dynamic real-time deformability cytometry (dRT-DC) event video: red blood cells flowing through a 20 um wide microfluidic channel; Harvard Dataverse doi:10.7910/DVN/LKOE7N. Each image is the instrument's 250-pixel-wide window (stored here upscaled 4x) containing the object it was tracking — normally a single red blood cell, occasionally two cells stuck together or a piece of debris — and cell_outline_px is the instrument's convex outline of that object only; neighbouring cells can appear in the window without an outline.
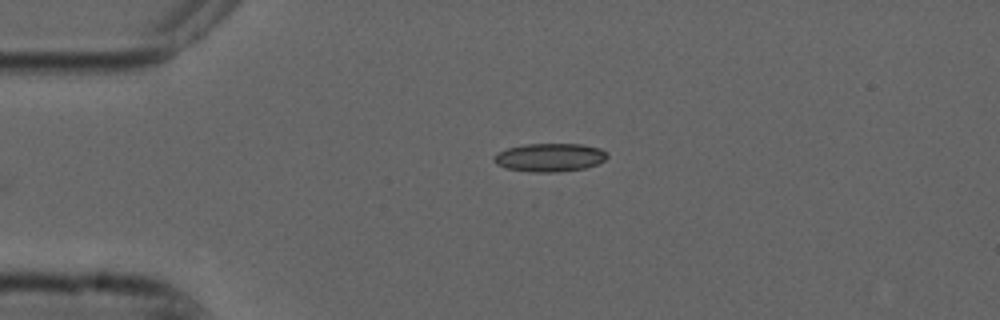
{"species": "common noctule bat (a hibernating species)", "species_latin": "Nyctalus noctula", "temperature_condition": "cold", "stored_images_in_passage": 25, "camera_frame_rate_fps": 3000, "um_per_image_px": 0.085, "animal": {"sex": "male", "forearm_length_mm": 52.5}, "frame": {"image": 1, "passage_image": 1, "time_ms": 0.0, "image_size_px": [1000, 320], "cell_outline_px": [[608, 156], [604, 160], [596, 164], [584, 168], [556, 172], [532, 172], [504, 168], [496, 164], [492, 160], [492, 156], [496, 152], [508, 148], [524, 144], [580, 144], [600, 148], [608, 152]], "centroid_in_image_um": [46.68, 13.38], "position_along_channel_um": 38.3, "area_um2": 18.84}}
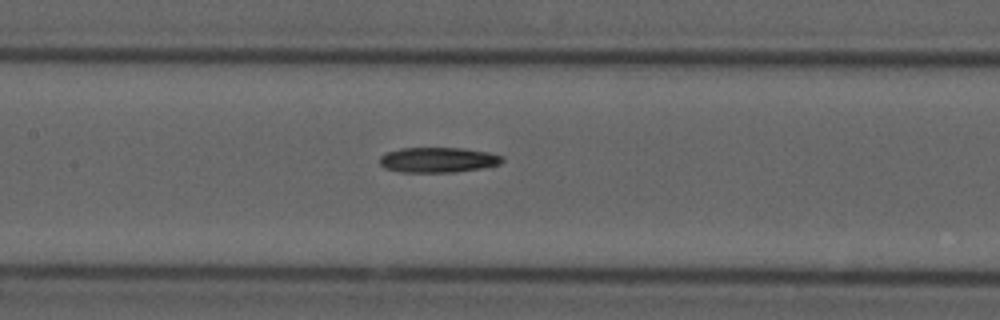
{"frame": {"image": 2, "passage_image": 14, "time_ms": 4.333, "image_size_px": [1000, 320], "cell_outline_px": [[504, 160], [500, 164], [484, 168], [456, 172], [400, 172], [384, 168], [380, 164], [380, 156], [388, 152], [400, 148], [464, 148], [488, 152], [504, 156]], "centroid_in_image_um": [37.26, 13.59], "position_along_channel_um": 170.1, "area_um2": 18.15}}
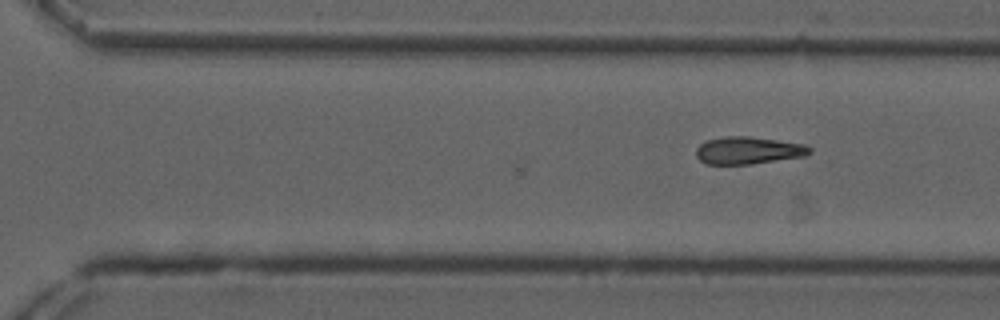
{"frame": {"image": 3, "passage_image": 25, "time_ms": 8.0, "image_size_px": [1000, 320], "cell_outline_px": [[812, 152], [804, 156], [752, 164], [704, 164], [696, 156], [696, 148], [700, 144], [708, 140], [724, 136], [748, 136], [804, 144], [812, 148]], "centroid_in_image_um": [63.59, 12.79], "position_along_channel_um": 307.0, "area_um2": 18.09}}